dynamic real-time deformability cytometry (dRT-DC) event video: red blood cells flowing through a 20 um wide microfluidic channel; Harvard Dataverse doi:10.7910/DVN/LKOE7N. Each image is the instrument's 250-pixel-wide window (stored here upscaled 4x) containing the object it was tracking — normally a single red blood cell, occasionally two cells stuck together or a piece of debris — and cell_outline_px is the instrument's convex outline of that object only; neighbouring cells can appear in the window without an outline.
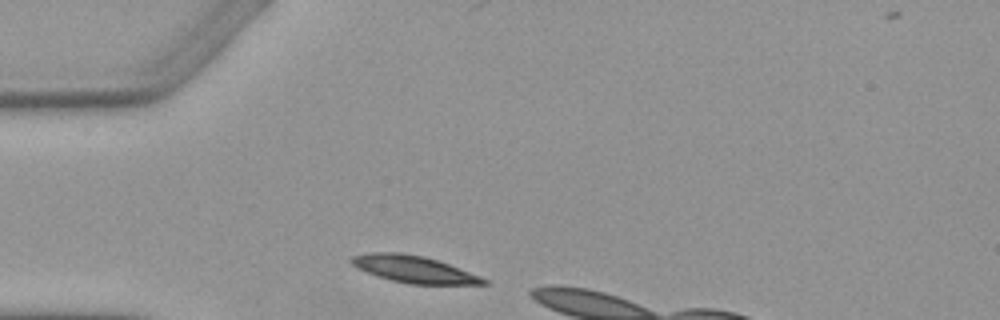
{"species": "Egyptian fruit bat (a non-hibernating species)", "species_latin": "Rousettus aegyptiacus", "temperature_condition": "warm", "stored_images_in_passage": 4, "camera_frame_rate_fps": 3000, "um_per_image_px": 0.085, "animal": {"sex": "female"}, "frame": {"image": 1, "passage_image": 1, "time_ms": 0.0, "image_size_px": [1000, 320], "cell_outline_px": [[488, 284], [408, 284], [376, 276], [352, 264], [348, 260], [352, 256], [372, 252], [400, 252], [424, 256], [448, 264], [480, 276], [488, 280]], "centroid_in_image_um": [35.16, 22.88], "position_along_channel_um": 49.8, "area_um2": 20.52}}